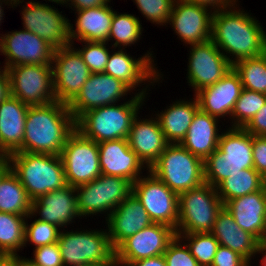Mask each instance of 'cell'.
Listing matches in <instances>:
<instances>
[{"mask_svg":"<svg viewBox=\"0 0 266 266\" xmlns=\"http://www.w3.org/2000/svg\"><path fill=\"white\" fill-rule=\"evenodd\" d=\"M239 8L235 5L219 9L212 18L211 40L232 64L266 52L264 27L257 18Z\"/></svg>","mask_w":266,"mask_h":266,"instance_id":"obj_1","label":"cell"},{"mask_svg":"<svg viewBox=\"0 0 266 266\" xmlns=\"http://www.w3.org/2000/svg\"><path fill=\"white\" fill-rule=\"evenodd\" d=\"M76 120L67 104L54 101L29 106L23 137V152L60 156Z\"/></svg>","mask_w":266,"mask_h":266,"instance_id":"obj_2","label":"cell"},{"mask_svg":"<svg viewBox=\"0 0 266 266\" xmlns=\"http://www.w3.org/2000/svg\"><path fill=\"white\" fill-rule=\"evenodd\" d=\"M138 89L128 101L94 108L76 120V130L96 143L127 139L132 122L144 105L149 89Z\"/></svg>","mask_w":266,"mask_h":266,"instance_id":"obj_3","label":"cell"},{"mask_svg":"<svg viewBox=\"0 0 266 266\" xmlns=\"http://www.w3.org/2000/svg\"><path fill=\"white\" fill-rule=\"evenodd\" d=\"M252 146L253 135L242 127L221 132L218 148L203 161L205 183L216 188L230 175L254 168Z\"/></svg>","mask_w":266,"mask_h":266,"instance_id":"obj_4","label":"cell"},{"mask_svg":"<svg viewBox=\"0 0 266 266\" xmlns=\"http://www.w3.org/2000/svg\"><path fill=\"white\" fill-rule=\"evenodd\" d=\"M8 158L11 170L32 201L68 185L65 169L58 155L13 152Z\"/></svg>","mask_w":266,"mask_h":266,"instance_id":"obj_5","label":"cell"},{"mask_svg":"<svg viewBox=\"0 0 266 266\" xmlns=\"http://www.w3.org/2000/svg\"><path fill=\"white\" fill-rule=\"evenodd\" d=\"M60 231L58 245L64 266L116 265L107 229Z\"/></svg>","mask_w":266,"mask_h":266,"instance_id":"obj_6","label":"cell"},{"mask_svg":"<svg viewBox=\"0 0 266 266\" xmlns=\"http://www.w3.org/2000/svg\"><path fill=\"white\" fill-rule=\"evenodd\" d=\"M149 171L178 195L205 182L203 160L180 144H169Z\"/></svg>","mask_w":266,"mask_h":266,"instance_id":"obj_7","label":"cell"},{"mask_svg":"<svg viewBox=\"0 0 266 266\" xmlns=\"http://www.w3.org/2000/svg\"><path fill=\"white\" fill-rule=\"evenodd\" d=\"M223 206L217 189L205 182L181 193L176 234L211 233Z\"/></svg>","mask_w":266,"mask_h":266,"instance_id":"obj_8","label":"cell"},{"mask_svg":"<svg viewBox=\"0 0 266 266\" xmlns=\"http://www.w3.org/2000/svg\"><path fill=\"white\" fill-rule=\"evenodd\" d=\"M75 191L81 218L105 213L107 219L132 193V183L126 178L101 174L89 183L76 186Z\"/></svg>","mask_w":266,"mask_h":266,"instance_id":"obj_9","label":"cell"},{"mask_svg":"<svg viewBox=\"0 0 266 266\" xmlns=\"http://www.w3.org/2000/svg\"><path fill=\"white\" fill-rule=\"evenodd\" d=\"M11 96L28 106H42L57 101L51 64H21L7 68Z\"/></svg>","mask_w":266,"mask_h":266,"instance_id":"obj_10","label":"cell"},{"mask_svg":"<svg viewBox=\"0 0 266 266\" xmlns=\"http://www.w3.org/2000/svg\"><path fill=\"white\" fill-rule=\"evenodd\" d=\"M67 184L79 186L99 177L101 173L98 143L75 130L60 153Z\"/></svg>","mask_w":266,"mask_h":266,"instance_id":"obj_11","label":"cell"},{"mask_svg":"<svg viewBox=\"0 0 266 266\" xmlns=\"http://www.w3.org/2000/svg\"><path fill=\"white\" fill-rule=\"evenodd\" d=\"M132 184V192L140 200L153 223L177 228L179 195L148 170Z\"/></svg>","mask_w":266,"mask_h":266,"instance_id":"obj_12","label":"cell"},{"mask_svg":"<svg viewBox=\"0 0 266 266\" xmlns=\"http://www.w3.org/2000/svg\"><path fill=\"white\" fill-rule=\"evenodd\" d=\"M24 30L35 33L54 49L69 47L70 21L55 6L34 2H26L21 8Z\"/></svg>","mask_w":266,"mask_h":266,"instance_id":"obj_13","label":"cell"},{"mask_svg":"<svg viewBox=\"0 0 266 266\" xmlns=\"http://www.w3.org/2000/svg\"><path fill=\"white\" fill-rule=\"evenodd\" d=\"M51 65L56 99L68 105L78 95L91 72L74 44L55 49Z\"/></svg>","mask_w":266,"mask_h":266,"instance_id":"obj_14","label":"cell"},{"mask_svg":"<svg viewBox=\"0 0 266 266\" xmlns=\"http://www.w3.org/2000/svg\"><path fill=\"white\" fill-rule=\"evenodd\" d=\"M188 58L187 82L195 93L214 85L233 68L212 40L201 44H191Z\"/></svg>","mask_w":266,"mask_h":266,"instance_id":"obj_15","label":"cell"},{"mask_svg":"<svg viewBox=\"0 0 266 266\" xmlns=\"http://www.w3.org/2000/svg\"><path fill=\"white\" fill-rule=\"evenodd\" d=\"M175 237L176 232L172 227L152 223L125 239L115 249L116 266H126L140 259L163 255Z\"/></svg>","mask_w":266,"mask_h":266,"instance_id":"obj_16","label":"cell"},{"mask_svg":"<svg viewBox=\"0 0 266 266\" xmlns=\"http://www.w3.org/2000/svg\"><path fill=\"white\" fill-rule=\"evenodd\" d=\"M0 35V53L6 58L3 68L52 63L55 49L35 33L22 29Z\"/></svg>","mask_w":266,"mask_h":266,"instance_id":"obj_17","label":"cell"},{"mask_svg":"<svg viewBox=\"0 0 266 266\" xmlns=\"http://www.w3.org/2000/svg\"><path fill=\"white\" fill-rule=\"evenodd\" d=\"M130 92L132 90L125 83L113 76L104 72L91 73L78 95L68 104V108L77 120L88 110L124 100V96Z\"/></svg>","mask_w":266,"mask_h":266,"instance_id":"obj_18","label":"cell"},{"mask_svg":"<svg viewBox=\"0 0 266 266\" xmlns=\"http://www.w3.org/2000/svg\"><path fill=\"white\" fill-rule=\"evenodd\" d=\"M213 13L206 6L175 0L168 23L186 45L201 44L211 40Z\"/></svg>","mask_w":266,"mask_h":266,"instance_id":"obj_19","label":"cell"},{"mask_svg":"<svg viewBox=\"0 0 266 266\" xmlns=\"http://www.w3.org/2000/svg\"><path fill=\"white\" fill-rule=\"evenodd\" d=\"M113 50L111 51L113 53L110 52L104 73L122 81L132 91H135L137 86L139 87L146 83L152 86H154V83H160L159 81L163 74L159 73L155 67L157 65L154 63L153 58L155 57H153L151 51H147L144 56L136 59V57L133 58L127 53L125 48H118V51Z\"/></svg>","mask_w":266,"mask_h":266,"instance_id":"obj_20","label":"cell"},{"mask_svg":"<svg viewBox=\"0 0 266 266\" xmlns=\"http://www.w3.org/2000/svg\"><path fill=\"white\" fill-rule=\"evenodd\" d=\"M36 214L40 215L38 220L54 224L60 229L73 223L75 218L80 219L75 187L66 185L33 200L27 218H34Z\"/></svg>","mask_w":266,"mask_h":266,"instance_id":"obj_21","label":"cell"},{"mask_svg":"<svg viewBox=\"0 0 266 266\" xmlns=\"http://www.w3.org/2000/svg\"><path fill=\"white\" fill-rule=\"evenodd\" d=\"M100 169L103 175L126 178L132 184L149 170L129 147L128 139L98 143Z\"/></svg>","mask_w":266,"mask_h":266,"instance_id":"obj_22","label":"cell"},{"mask_svg":"<svg viewBox=\"0 0 266 266\" xmlns=\"http://www.w3.org/2000/svg\"><path fill=\"white\" fill-rule=\"evenodd\" d=\"M242 89L238 73L231 68L217 83L199 90L194 95L199 109L203 112L218 119L225 116L230 118Z\"/></svg>","mask_w":266,"mask_h":266,"instance_id":"obj_23","label":"cell"},{"mask_svg":"<svg viewBox=\"0 0 266 266\" xmlns=\"http://www.w3.org/2000/svg\"><path fill=\"white\" fill-rule=\"evenodd\" d=\"M152 223L144 206L132 192L106 219L113 248L116 249L125 239Z\"/></svg>","mask_w":266,"mask_h":266,"instance_id":"obj_24","label":"cell"},{"mask_svg":"<svg viewBox=\"0 0 266 266\" xmlns=\"http://www.w3.org/2000/svg\"><path fill=\"white\" fill-rule=\"evenodd\" d=\"M139 118L137 115L133 120L127 139L131 150L150 169L169 143L156 117L151 116L142 120Z\"/></svg>","mask_w":266,"mask_h":266,"instance_id":"obj_25","label":"cell"},{"mask_svg":"<svg viewBox=\"0 0 266 266\" xmlns=\"http://www.w3.org/2000/svg\"><path fill=\"white\" fill-rule=\"evenodd\" d=\"M224 207L240 228L262 240L266 230V185L259 191L228 201Z\"/></svg>","mask_w":266,"mask_h":266,"instance_id":"obj_26","label":"cell"},{"mask_svg":"<svg viewBox=\"0 0 266 266\" xmlns=\"http://www.w3.org/2000/svg\"><path fill=\"white\" fill-rule=\"evenodd\" d=\"M211 234L219 245L226 246L243 256L250 264L258 254L260 241L252 234L240 228L233 215L223 206L219 211Z\"/></svg>","mask_w":266,"mask_h":266,"instance_id":"obj_27","label":"cell"},{"mask_svg":"<svg viewBox=\"0 0 266 266\" xmlns=\"http://www.w3.org/2000/svg\"><path fill=\"white\" fill-rule=\"evenodd\" d=\"M29 106L10 96L0 104V147L9 155L23 152L26 114Z\"/></svg>","mask_w":266,"mask_h":266,"instance_id":"obj_28","label":"cell"},{"mask_svg":"<svg viewBox=\"0 0 266 266\" xmlns=\"http://www.w3.org/2000/svg\"><path fill=\"white\" fill-rule=\"evenodd\" d=\"M218 122V118L198 109L180 145L204 161L218 148Z\"/></svg>","mask_w":266,"mask_h":266,"instance_id":"obj_29","label":"cell"},{"mask_svg":"<svg viewBox=\"0 0 266 266\" xmlns=\"http://www.w3.org/2000/svg\"><path fill=\"white\" fill-rule=\"evenodd\" d=\"M75 30L70 22V42L80 41L107 42L114 14L109 4L97 8L75 11Z\"/></svg>","mask_w":266,"mask_h":266,"instance_id":"obj_30","label":"cell"},{"mask_svg":"<svg viewBox=\"0 0 266 266\" xmlns=\"http://www.w3.org/2000/svg\"><path fill=\"white\" fill-rule=\"evenodd\" d=\"M190 100H177L167 106L164 111L162 110L160 113L158 111L156 115H153L158 119L169 144H180L187 135L193 116L199 109L196 96L194 95V98Z\"/></svg>","mask_w":266,"mask_h":266,"instance_id":"obj_31","label":"cell"},{"mask_svg":"<svg viewBox=\"0 0 266 266\" xmlns=\"http://www.w3.org/2000/svg\"><path fill=\"white\" fill-rule=\"evenodd\" d=\"M32 200L17 175L10 169L0 181V212L27 217Z\"/></svg>","mask_w":266,"mask_h":266,"instance_id":"obj_32","label":"cell"},{"mask_svg":"<svg viewBox=\"0 0 266 266\" xmlns=\"http://www.w3.org/2000/svg\"><path fill=\"white\" fill-rule=\"evenodd\" d=\"M266 180L254 169H243L224 179L217 187L219 198L225 205L228 201L261 190Z\"/></svg>","mask_w":266,"mask_h":266,"instance_id":"obj_33","label":"cell"},{"mask_svg":"<svg viewBox=\"0 0 266 266\" xmlns=\"http://www.w3.org/2000/svg\"><path fill=\"white\" fill-rule=\"evenodd\" d=\"M25 216L0 212V254L17 255L24 249Z\"/></svg>","mask_w":266,"mask_h":266,"instance_id":"obj_34","label":"cell"},{"mask_svg":"<svg viewBox=\"0 0 266 266\" xmlns=\"http://www.w3.org/2000/svg\"><path fill=\"white\" fill-rule=\"evenodd\" d=\"M141 24L140 19L134 14H122L114 11L108 36V42L115 41L111 47L124 49V47L136 44L142 38Z\"/></svg>","mask_w":266,"mask_h":266,"instance_id":"obj_35","label":"cell"},{"mask_svg":"<svg viewBox=\"0 0 266 266\" xmlns=\"http://www.w3.org/2000/svg\"><path fill=\"white\" fill-rule=\"evenodd\" d=\"M244 89L266 94V52L254 58L241 59L233 64Z\"/></svg>","mask_w":266,"mask_h":266,"instance_id":"obj_36","label":"cell"},{"mask_svg":"<svg viewBox=\"0 0 266 266\" xmlns=\"http://www.w3.org/2000/svg\"><path fill=\"white\" fill-rule=\"evenodd\" d=\"M266 104V94L242 89L231 113V127H244Z\"/></svg>","mask_w":266,"mask_h":266,"instance_id":"obj_37","label":"cell"},{"mask_svg":"<svg viewBox=\"0 0 266 266\" xmlns=\"http://www.w3.org/2000/svg\"><path fill=\"white\" fill-rule=\"evenodd\" d=\"M185 241L191 255L197 260L200 266H211L219 242L211 233H188L176 234Z\"/></svg>","mask_w":266,"mask_h":266,"instance_id":"obj_38","label":"cell"},{"mask_svg":"<svg viewBox=\"0 0 266 266\" xmlns=\"http://www.w3.org/2000/svg\"><path fill=\"white\" fill-rule=\"evenodd\" d=\"M62 229L56 225L38 220H35L28 225L27 218L25 221L24 245L28 242L34 245V248L51 245L58 242V237Z\"/></svg>","mask_w":266,"mask_h":266,"instance_id":"obj_39","label":"cell"},{"mask_svg":"<svg viewBox=\"0 0 266 266\" xmlns=\"http://www.w3.org/2000/svg\"><path fill=\"white\" fill-rule=\"evenodd\" d=\"M83 48H75L81 55L91 73H103L108 62L110 51L107 42L80 41Z\"/></svg>","mask_w":266,"mask_h":266,"instance_id":"obj_40","label":"cell"},{"mask_svg":"<svg viewBox=\"0 0 266 266\" xmlns=\"http://www.w3.org/2000/svg\"><path fill=\"white\" fill-rule=\"evenodd\" d=\"M138 10L151 23L168 24L175 0H133Z\"/></svg>","mask_w":266,"mask_h":266,"instance_id":"obj_41","label":"cell"},{"mask_svg":"<svg viewBox=\"0 0 266 266\" xmlns=\"http://www.w3.org/2000/svg\"><path fill=\"white\" fill-rule=\"evenodd\" d=\"M163 255L167 266H200L191 255L189 247L179 236L168 244Z\"/></svg>","mask_w":266,"mask_h":266,"instance_id":"obj_42","label":"cell"},{"mask_svg":"<svg viewBox=\"0 0 266 266\" xmlns=\"http://www.w3.org/2000/svg\"><path fill=\"white\" fill-rule=\"evenodd\" d=\"M33 249V258L28 260L35 266H64L58 242Z\"/></svg>","mask_w":266,"mask_h":266,"instance_id":"obj_43","label":"cell"},{"mask_svg":"<svg viewBox=\"0 0 266 266\" xmlns=\"http://www.w3.org/2000/svg\"><path fill=\"white\" fill-rule=\"evenodd\" d=\"M211 266H251V264L237 252L219 245Z\"/></svg>","mask_w":266,"mask_h":266,"instance_id":"obj_44","label":"cell"},{"mask_svg":"<svg viewBox=\"0 0 266 266\" xmlns=\"http://www.w3.org/2000/svg\"><path fill=\"white\" fill-rule=\"evenodd\" d=\"M254 169L266 180V136H253Z\"/></svg>","mask_w":266,"mask_h":266,"instance_id":"obj_45","label":"cell"},{"mask_svg":"<svg viewBox=\"0 0 266 266\" xmlns=\"http://www.w3.org/2000/svg\"><path fill=\"white\" fill-rule=\"evenodd\" d=\"M243 128L253 136H266V104Z\"/></svg>","mask_w":266,"mask_h":266,"instance_id":"obj_46","label":"cell"},{"mask_svg":"<svg viewBox=\"0 0 266 266\" xmlns=\"http://www.w3.org/2000/svg\"><path fill=\"white\" fill-rule=\"evenodd\" d=\"M111 0H63V6H69L74 11L97 8L109 4ZM73 7V8H72Z\"/></svg>","mask_w":266,"mask_h":266,"instance_id":"obj_47","label":"cell"},{"mask_svg":"<svg viewBox=\"0 0 266 266\" xmlns=\"http://www.w3.org/2000/svg\"><path fill=\"white\" fill-rule=\"evenodd\" d=\"M197 5H203L210 8L213 11H217L222 8L232 7L238 5L239 0H183Z\"/></svg>","mask_w":266,"mask_h":266,"instance_id":"obj_48","label":"cell"},{"mask_svg":"<svg viewBox=\"0 0 266 266\" xmlns=\"http://www.w3.org/2000/svg\"><path fill=\"white\" fill-rule=\"evenodd\" d=\"M11 96V83L7 69L0 67V104Z\"/></svg>","mask_w":266,"mask_h":266,"instance_id":"obj_49","label":"cell"},{"mask_svg":"<svg viewBox=\"0 0 266 266\" xmlns=\"http://www.w3.org/2000/svg\"><path fill=\"white\" fill-rule=\"evenodd\" d=\"M126 266H167L164 255H158L150 258H144L131 262Z\"/></svg>","mask_w":266,"mask_h":266,"instance_id":"obj_50","label":"cell"},{"mask_svg":"<svg viewBox=\"0 0 266 266\" xmlns=\"http://www.w3.org/2000/svg\"><path fill=\"white\" fill-rule=\"evenodd\" d=\"M24 257L0 254V266H23Z\"/></svg>","mask_w":266,"mask_h":266,"instance_id":"obj_51","label":"cell"},{"mask_svg":"<svg viewBox=\"0 0 266 266\" xmlns=\"http://www.w3.org/2000/svg\"><path fill=\"white\" fill-rule=\"evenodd\" d=\"M11 169L9 158L7 157L1 164H0V181L2 177Z\"/></svg>","mask_w":266,"mask_h":266,"instance_id":"obj_52","label":"cell"},{"mask_svg":"<svg viewBox=\"0 0 266 266\" xmlns=\"http://www.w3.org/2000/svg\"><path fill=\"white\" fill-rule=\"evenodd\" d=\"M258 254H262L261 262L259 263L261 266H266V246H260Z\"/></svg>","mask_w":266,"mask_h":266,"instance_id":"obj_53","label":"cell"},{"mask_svg":"<svg viewBox=\"0 0 266 266\" xmlns=\"http://www.w3.org/2000/svg\"><path fill=\"white\" fill-rule=\"evenodd\" d=\"M1 2H5L8 4V6H12V8L20 6V3L22 4L24 0H0Z\"/></svg>","mask_w":266,"mask_h":266,"instance_id":"obj_54","label":"cell"},{"mask_svg":"<svg viewBox=\"0 0 266 266\" xmlns=\"http://www.w3.org/2000/svg\"><path fill=\"white\" fill-rule=\"evenodd\" d=\"M3 4H5V5H8L7 3H5V2H1L0 1V25H1V23L3 22L2 20L4 19L3 17V15H5L4 14V8L2 7V6H4ZM3 8V9H2Z\"/></svg>","mask_w":266,"mask_h":266,"instance_id":"obj_55","label":"cell"},{"mask_svg":"<svg viewBox=\"0 0 266 266\" xmlns=\"http://www.w3.org/2000/svg\"><path fill=\"white\" fill-rule=\"evenodd\" d=\"M8 157V154L0 147V164Z\"/></svg>","mask_w":266,"mask_h":266,"instance_id":"obj_56","label":"cell"},{"mask_svg":"<svg viewBox=\"0 0 266 266\" xmlns=\"http://www.w3.org/2000/svg\"><path fill=\"white\" fill-rule=\"evenodd\" d=\"M23 266H35L34 264H32L28 258H25L23 259Z\"/></svg>","mask_w":266,"mask_h":266,"instance_id":"obj_57","label":"cell"},{"mask_svg":"<svg viewBox=\"0 0 266 266\" xmlns=\"http://www.w3.org/2000/svg\"><path fill=\"white\" fill-rule=\"evenodd\" d=\"M260 246H266V230H265L262 240L260 241Z\"/></svg>","mask_w":266,"mask_h":266,"instance_id":"obj_58","label":"cell"},{"mask_svg":"<svg viewBox=\"0 0 266 266\" xmlns=\"http://www.w3.org/2000/svg\"><path fill=\"white\" fill-rule=\"evenodd\" d=\"M45 1H46V0H45ZM48 1H49V2H52V3L54 2V3L58 4V5H59V4H60V5L63 4V0H48Z\"/></svg>","mask_w":266,"mask_h":266,"instance_id":"obj_59","label":"cell"},{"mask_svg":"<svg viewBox=\"0 0 266 266\" xmlns=\"http://www.w3.org/2000/svg\"><path fill=\"white\" fill-rule=\"evenodd\" d=\"M83 266H116V265L90 264V265H83Z\"/></svg>","mask_w":266,"mask_h":266,"instance_id":"obj_60","label":"cell"}]
</instances>
